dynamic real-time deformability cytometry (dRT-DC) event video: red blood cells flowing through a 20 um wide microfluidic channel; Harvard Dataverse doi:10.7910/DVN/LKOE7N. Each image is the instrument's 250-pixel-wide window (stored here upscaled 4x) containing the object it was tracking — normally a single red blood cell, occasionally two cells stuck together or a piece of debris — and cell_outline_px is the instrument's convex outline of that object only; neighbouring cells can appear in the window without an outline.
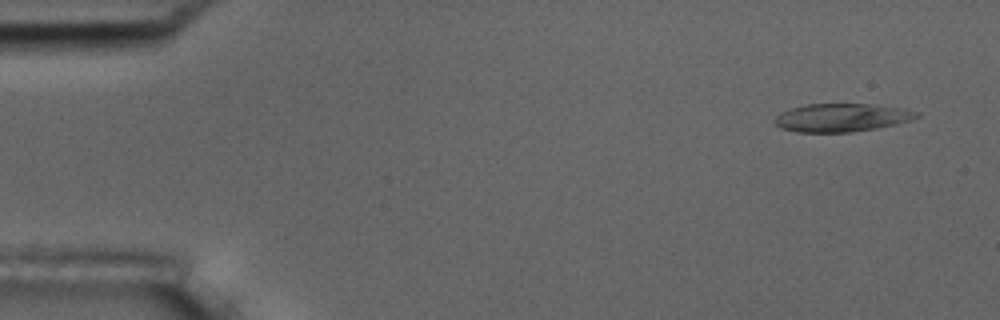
{"species": "common noctule bat (a hibernating species)", "species_latin": "Nyctalus noctula", "temperature_condition": "room temperature", "stored_images_in_passage": 8, "camera_frame_rate_fps": 3000, "um_per_image_px": 0.085, "animal": {"sex": "male", "body_mass_g": 17.5, "forearm_length_mm": 52.3}, "frame": {"image": 1, "passage_image": 1, "time_ms": 0.0, "image_size_px": [1000, 320], "cell_outline_px": [[920, 116], [896, 124], [876, 128], [852, 132], [796, 132], [780, 128], [772, 120], [780, 112], [804, 104], [872, 104], [904, 108], [920, 112]], "centroid_in_image_um": [71.52, 9.99], "position_along_channel_um": 13.5, "area_um2": 23.41}}
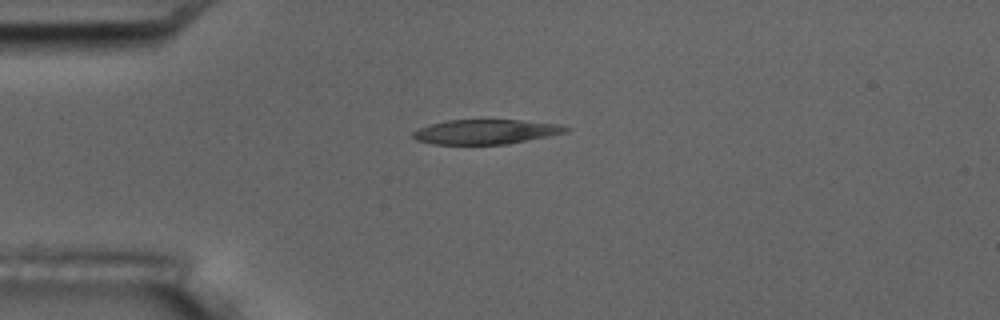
{"frame": {"image": 2, "passage_image": 4, "time_ms": 3.333, "image_size_px": [1000, 320], "cell_outline_px": [[572, 128], [568, 132], [508, 144], [432, 144], [416, 140], [412, 136], [412, 132], [420, 128], [432, 124], [448, 120], [520, 120], [560, 124]], "centroid_in_image_um": [41.33, 11.2], "position_along_channel_um": 43.7, "area_um2": 21.91}}
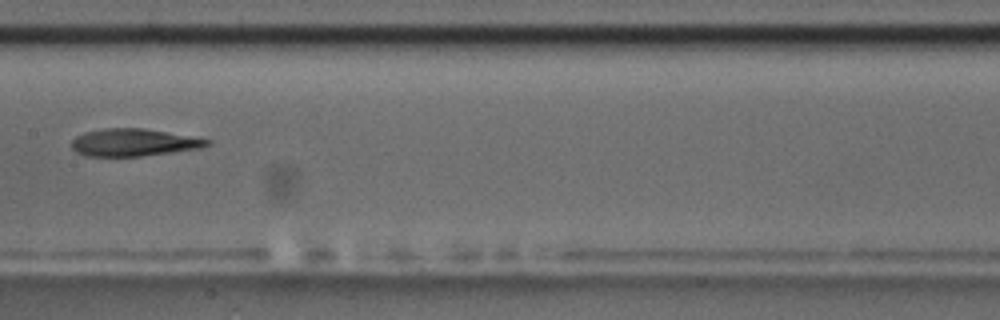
{"frame": {"image": 3, "passage_image": 8, "time_ms": 8.0, "image_size_px": [1000, 320], "cell_outline_px": [[212, 144], [200, 148], [172, 152], [140, 156], [84, 156], [76, 152], [72, 148], [72, 140], [76, 136], [84, 132], [104, 128], [144, 128], [212, 140]], "centroid_in_image_um": [11.35, 12.11], "position_along_channel_um": 196.1, "area_um2": 21.62}}